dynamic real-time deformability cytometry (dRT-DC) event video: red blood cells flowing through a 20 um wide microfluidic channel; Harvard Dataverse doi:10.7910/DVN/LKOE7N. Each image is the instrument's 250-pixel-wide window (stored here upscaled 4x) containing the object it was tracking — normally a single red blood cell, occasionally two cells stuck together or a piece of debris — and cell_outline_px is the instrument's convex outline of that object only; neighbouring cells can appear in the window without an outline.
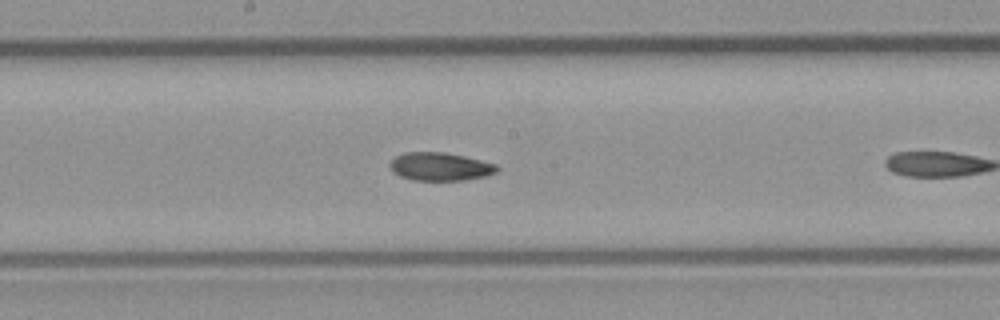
{"species": "common noctule bat (a hibernating species)", "species_latin": "Nyctalus noctula", "temperature_condition": "room temperature", "stored_images_in_passage": 10, "camera_frame_rate_fps": 3000, "um_per_image_px": 0.085, "animal": {"sex": "male", "body_mass_g": 23.1, "forearm_length_mm": 52.7}, "frame": {"image": 1, "passage_image": 9, "time_ms": 2.667, "image_size_px": [1000, 320], "cell_outline_px": [[500, 168], [496, 172], [484, 176], [464, 180], [412, 180], [400, 176], [392, 172], [388, 164], [396, 156], [404, 152], [444, 152], [464, 156], [496, 164]], "centroid_in_image_um": [37.38, 14.16], "position_along_channel_um": 210.8, "area_um2": 17.57}}